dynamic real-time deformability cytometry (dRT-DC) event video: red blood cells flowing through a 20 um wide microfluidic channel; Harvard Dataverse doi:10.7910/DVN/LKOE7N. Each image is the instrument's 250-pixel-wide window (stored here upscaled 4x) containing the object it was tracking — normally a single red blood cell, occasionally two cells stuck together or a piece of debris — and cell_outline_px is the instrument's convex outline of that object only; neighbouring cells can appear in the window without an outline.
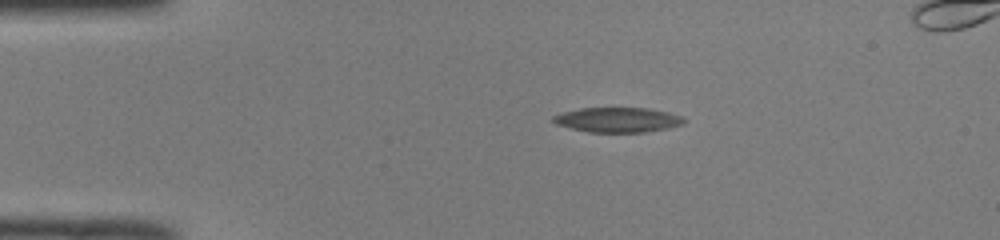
{"species": "common noctule bat (a hibernating species)", "species_latin": "Nyctalus noctula", "temperature_condition": "room temperature", "stored_images_in_passage": 11, "camera_frame_rate_fps": 3000, "um_per_image_px": 0.085, "animal": {"sex": "male", "body_mass_g": 19.0, "forearm_length_mm": 50.8}, "frame": {"image": 1, "passage_image": 1, "time_ms": 0.0, "image_size_px": [1000, 240], "cell_outline_px": [[684, 124], [668, 128], [644, 132], [588, 132], [556, 124], [552, 120], [552, 116], [564, 112], [580, 108], [648, 108], [668, 112], [684, 116]], "centroid_in_image_um": [52.53, 10.18], "position_along_channel_um": 32.5, "area_um2": 18.9}}
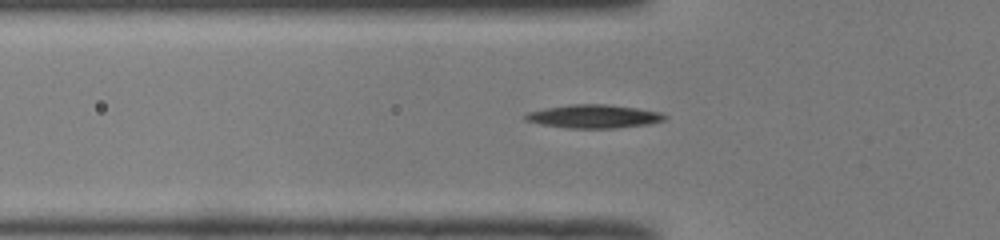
{"frame": {"image": 2, "passage_image": 8, "time_ms": 2.333, "image_size_px": [1000, 240], "cell_outline_px": [[668, 116], [664, 120], [652, 124], [616, 128], [568, 128], [540, 124], [524, 120], [524, 116], [528, 112], [544, 108], [568, 104], [604, 104], [636, 108], [660, 112]], "centroid_in_image_um": [50.47, 9.89], "position_along_channel_um": 75.3, "area_um2": 19.13}}
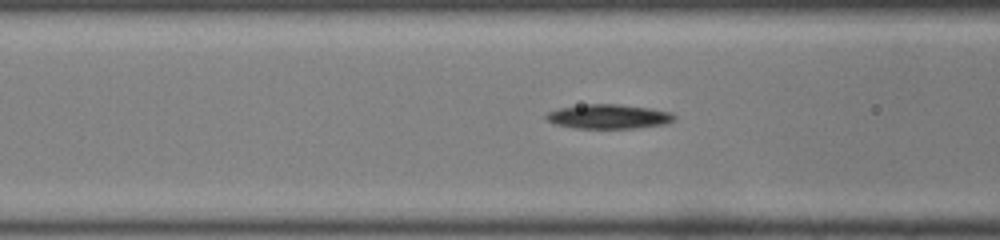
{"frame": {"image": 3, "passage_image": 11, "time_ms": 3.333, "image_size_px": [1000, 240], "cell_outline_px": [[676, 120], [664, 124], [636, 128], [576, 128], [556, 124], [548, 120], [544, 116], [548, 112], [560, 108], [584, 104], [620, 104], [652, 108], [672, 112], [676, 116]], "centroid_in_image_um": [51.79, 9.9], "position_along_channel_um": 114.8, "area_um2": 18.26}}